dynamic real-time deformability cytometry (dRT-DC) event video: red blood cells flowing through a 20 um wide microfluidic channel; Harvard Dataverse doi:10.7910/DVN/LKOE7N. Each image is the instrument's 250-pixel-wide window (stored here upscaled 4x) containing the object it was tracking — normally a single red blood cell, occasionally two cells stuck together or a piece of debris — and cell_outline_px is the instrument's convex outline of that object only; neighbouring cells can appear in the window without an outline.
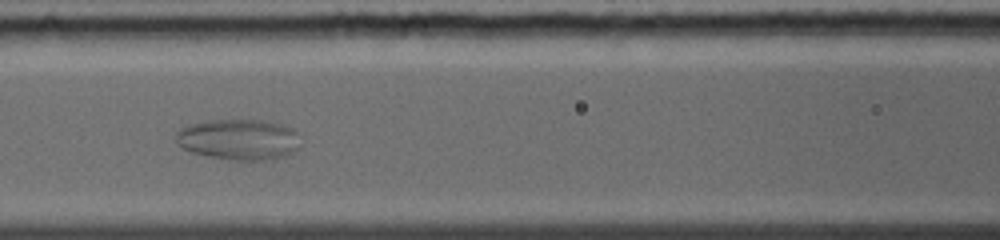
{"species": "common noctule bat (a hibernating species)", "species_latin": "Nyctalus noctula", "temperature_condition": "warm", "stored_images_in_passage": 20, "camera_frame_rate_fps": 5000, "um_per_image_px": 0.085, "animal": {"sex": "female", "body_mass_g": 19.0, "forearm_length_mm": 56.7}, "frame": {"image": 1, "passage_image": 4, "time_ms": 3.2, "image_size_px": [1000, 240], "cell_outline_px": [[300, 148], [284, 156], [272, 160], [232, 160], [208, 156], [192, 152], [184, 148], [176, 140], [176, 132], [180, 128], [192, 124], [208, 120], [260, 120], [292, 128], [296, 132]], "centroid_in_image_um": [20.29, 11.86], "position_along_channel_um": 146.3, "area_um2": 29.36}}
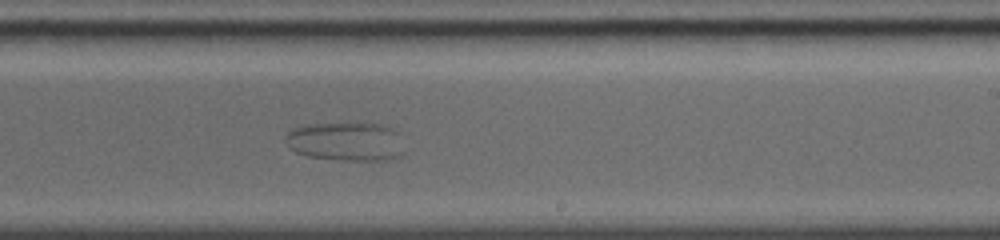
{"frame": {"image": 2, "passage_image": 9, "time_ms": 6.0, "image_size_px": [1000, 240], "cell_outline_px": [[404, 152], [400, 156], [384, 160], [340, 160], [308, 156], [296, 152], [288, 148], [284, 140], [284, 136], [288, 132], [296, 128], [316, 124], [376, 124], [392, 128], [400, 132]], "centroid_in_image_um": [29.42, 12.05], "position_along_channel_um": 259.6, "area_um2": 26.76}}
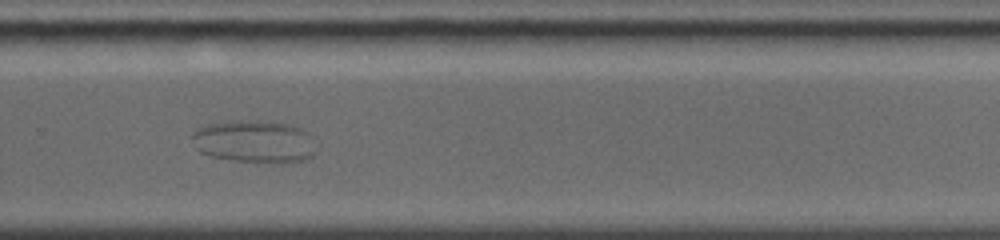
{"frame": {"image": 3, "passage_image": 12, "time_ms": 7.2, "image_size_px": [1000, 240], "cell_outline_px": [[316, 152], [312, 156], [304, 160], [280, 164], [272, 164], [232, 160], [208, 156], [200, 152], [196, 148], [192, 136], [196, 128], [208, 124], [256, 120], [268, 120], [288, 124], [300, 128], [308, 136]], "centroid_in_image_um": [21.6, 12.06], "position_along_channel_um": 308.2, "area_um2": 30.75}}